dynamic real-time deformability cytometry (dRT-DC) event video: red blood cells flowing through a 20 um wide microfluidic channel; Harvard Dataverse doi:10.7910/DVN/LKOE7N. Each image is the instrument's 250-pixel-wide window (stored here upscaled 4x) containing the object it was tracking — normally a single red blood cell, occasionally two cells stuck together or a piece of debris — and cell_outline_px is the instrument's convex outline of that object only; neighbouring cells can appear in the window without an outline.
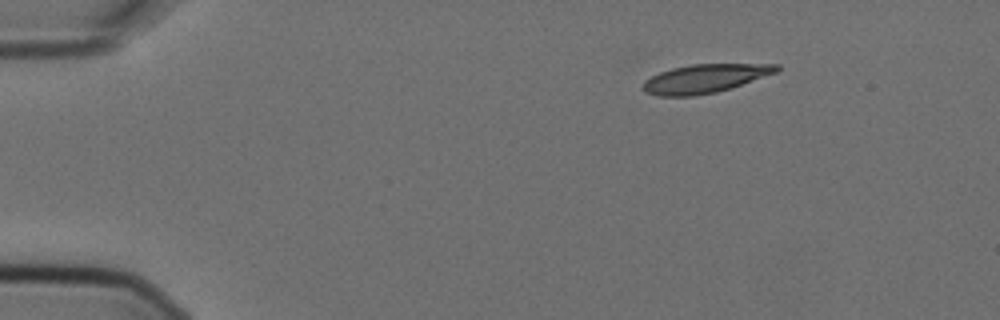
{"species": "Egyptian fruit bat (a non-hibernating species)", "species_latin": "Rousettus aegyptiacus", "temperature_condition": "cold", "stored_images_in_passage": 4, "camera_frame_rate_fps": 3000, "um_per_image_px": 0.085, "animal": {"sex": "female"}, "frame": {"image": 1, "passage_image": 1, "time_ms": 0.0, "image_size_px": [1000, 320], "cell_outline_px": [[780, 68], [776, 72], [716, 92], [692, 96], [660, 96], [648, 92], [644, 88], [644, 80], [660, 72], [672, 68], [692, 64], [780, 64]], "centroid_in_image_um": [59.9, 6.66], "position_along_channel_um": 25.1, "area_um2": 21.73}}